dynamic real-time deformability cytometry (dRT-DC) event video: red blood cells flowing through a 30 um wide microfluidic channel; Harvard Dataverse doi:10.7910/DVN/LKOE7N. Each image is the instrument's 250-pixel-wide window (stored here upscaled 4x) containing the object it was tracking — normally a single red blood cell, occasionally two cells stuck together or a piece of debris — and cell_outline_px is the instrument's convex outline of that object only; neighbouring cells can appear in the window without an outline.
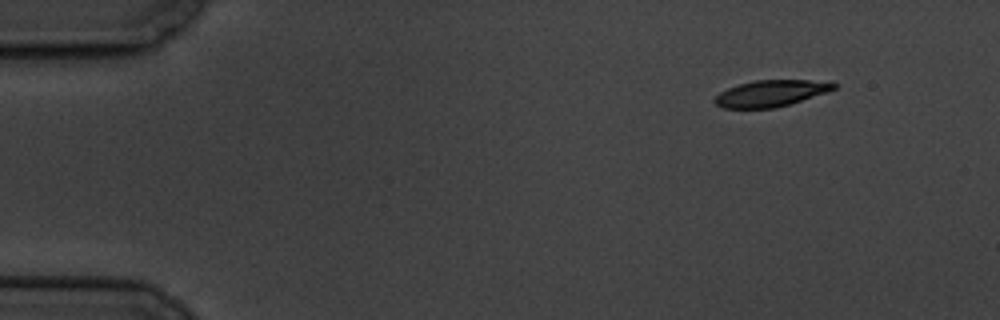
{"species": "common noctule bat (a hibernating species)", "species_latin": "Nyctalus noctula", "temperature_condition": "cold", "stored_images_in_passage": 6, "camera_frame_rate_fps": 3000, "um_per_image_px": 0.085, "animal": {"sex": "male", "body_mass_g": 19.5, "forearm_length_mm": 54.6}, "frame": {"image": 1, "passage_image": 1, "time_ms": 0.0, "image_size_px": [1000, 320], "cell_outline_px": [[836, 88], [828, 92], [788, 104], [772, 108], [724, 108], [716, 104], [712, 100], [720, 92], [728, 88], [740, 84], [756, 80], [808, 80], [836, 84]], "centroid_in_image_um": [65.48, 7.94], "position_along_channel_um": 19.5, "area_um2": 17.98}}
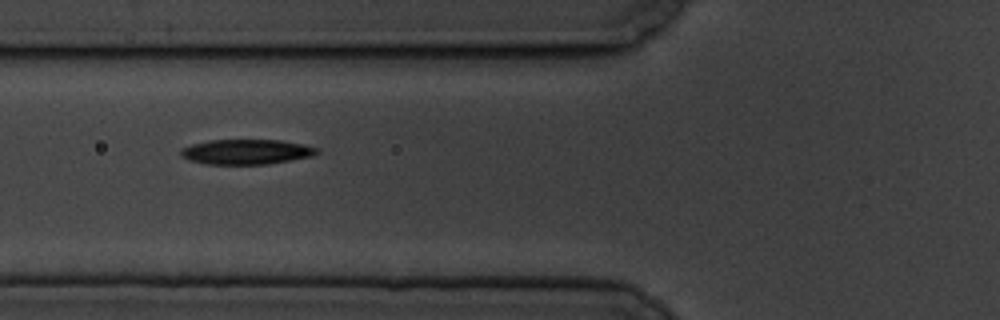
{"frame": {"image": 2, "passage_image": 5, "time_ms": 5.333, "image_size_px": [1000, 320], "cell_outline_px": [[320, 152], [312, 156], [268, 164], [208, 164], [188, 160], [180, 156], [180, 148], [192, 144], [208, 140], [280, 140], [304, 144], [320, 148]], "centroid_in_image_um": [20.94, 12.9], "position_along_channel_um": 104.9, "area_um2": 20.0}}
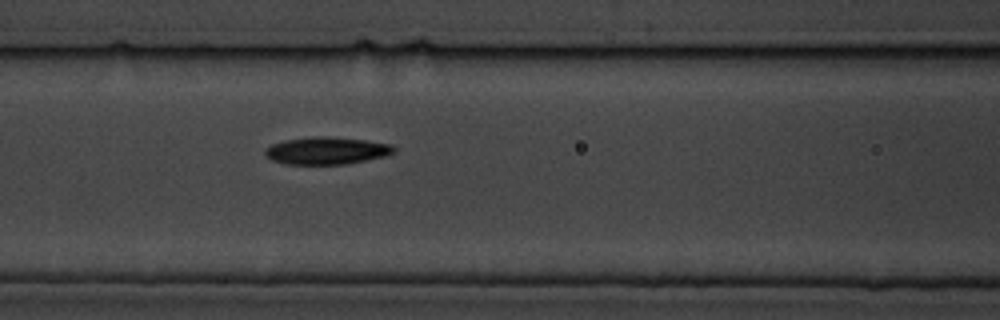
{"frame": {"image": 3, "passage_image": 6, "time_ms": 6.333, "image_size_px": [1000, 320], "cell_outline_px": [[396, 152], [384, 156], [344, 164], [288, 164], [272, 160], [264, 152], [272, 144], [284, 140], [312, 136], [328, 136], [364, 140], [392, 144], [396, 148]], "centroid_in_image_um": [27.79, 12.79], "position_along_channel_um": 138.8, "area_um2": 20.35}}